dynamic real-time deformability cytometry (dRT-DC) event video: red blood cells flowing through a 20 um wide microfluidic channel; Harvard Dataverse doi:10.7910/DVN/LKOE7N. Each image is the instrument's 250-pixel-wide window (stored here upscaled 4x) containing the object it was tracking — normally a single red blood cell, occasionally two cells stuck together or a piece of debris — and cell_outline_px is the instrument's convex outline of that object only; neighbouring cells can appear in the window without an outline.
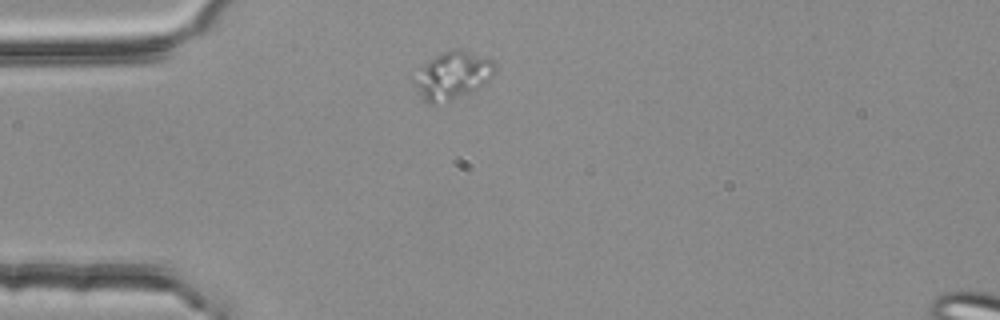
{"species": "common noctule bat (a hibernating species)", "species_latin": "Nyctalus noctula", "temperature_condition": "room temperature", "stored_images_in_passage": 1, "camera_frame_rate_fps": 3000, "um_per_image_px": 0.085, "animal": {"sex": "female", "body_mass_g": 25.1}, "frame": {"image": 1, "passage_image": 1, "time_ms": 0.0, "image_size_px": [1000, 320], "cell_outline_px": [[496, 72], [488, 84], [452, 100], [432, 104], [428, 104], [424, 100], [412, 80], [424, 64], [428, 60], [440, 52], [452, 48], [460, 48], [488, 56], [496, 64]], "centroid_in_image_um": [38.54, 6.37], "position_along_channel_um": 46.5, "area_um2": 22.95}}